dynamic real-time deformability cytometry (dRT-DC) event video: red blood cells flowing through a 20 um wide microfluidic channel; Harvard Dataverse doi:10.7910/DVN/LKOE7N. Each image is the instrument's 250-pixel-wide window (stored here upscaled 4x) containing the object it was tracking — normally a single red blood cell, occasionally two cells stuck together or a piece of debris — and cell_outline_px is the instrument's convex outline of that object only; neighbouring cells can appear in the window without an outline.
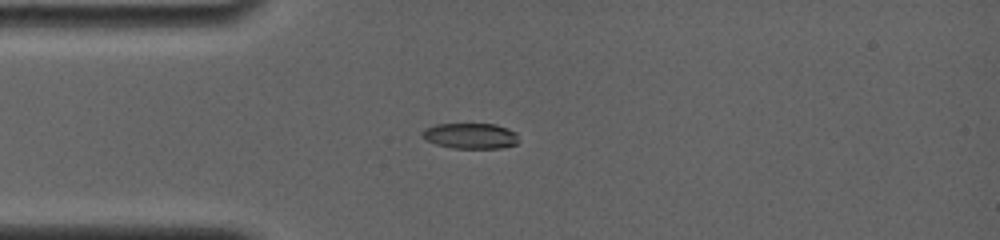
{"species": "common noctule bat (a hibernating species)", "species_latin": "Nyctalus noctula", "temperature_condition": "room temperature", "stored_images_in_passage": 30, "camera_frame_rate_fps": 4000, "um_per_image_px": 0.085, "animal": {"sex": "female", "body_mass_g": 19.0, "forearm_length_mm": 56.7}, "frame": {"image": 1, "passage_image": 13, "time_ms": 3.75, "image_size_px": [1000, 240], "cell_outline_px": [[516, 144], [500, 148], [452, 148], [436, 144], [420, 136], [420, 132], [424, 128], [436, 124], [496, 124], [508, 128], [516, 132]], "centroid_in_image_um": [39.94, 11.54], "position_along_channel_um": 45.1, "area_um2": 14.39}}
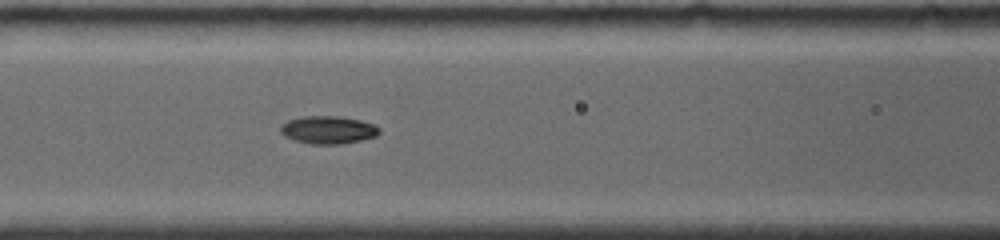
{"frame": {"image": 2, "passage_image": 23, "time_ms": 6.5, "image_size_px": [1000, 240], "cell_outline_px": [[380, 132], [376, 136], [360, 140], [340, 144], [312, 144], [296, 140], [284, 136], [280, 132], [280, 128], [288, 120], [304, 116], [340, 116], [360, 120], [372, 124], [380, 128]], "centroid_in_image_um": [27.9, 11.03], "position_along_channel_um": 138.7, "area_um2": 15.84}}
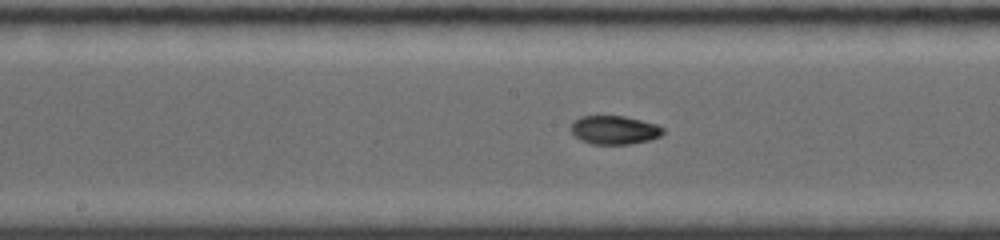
{"frame": {"image": 3, "passage_image": 28, "time_ms": 8.0, "image_size_px": [1000, 240], "cell_outline_px": [[664, 132], [660, 136], [652, 140], [632, 144], [592, 144], [580, 140], [568, 128], [580, 116], [624, 116], [656, 124], [664, 128]], "centroid_in_image_um": [52.24, 11.06], "position_along_channel_um": 196.0, "area_um2": 15.43}}